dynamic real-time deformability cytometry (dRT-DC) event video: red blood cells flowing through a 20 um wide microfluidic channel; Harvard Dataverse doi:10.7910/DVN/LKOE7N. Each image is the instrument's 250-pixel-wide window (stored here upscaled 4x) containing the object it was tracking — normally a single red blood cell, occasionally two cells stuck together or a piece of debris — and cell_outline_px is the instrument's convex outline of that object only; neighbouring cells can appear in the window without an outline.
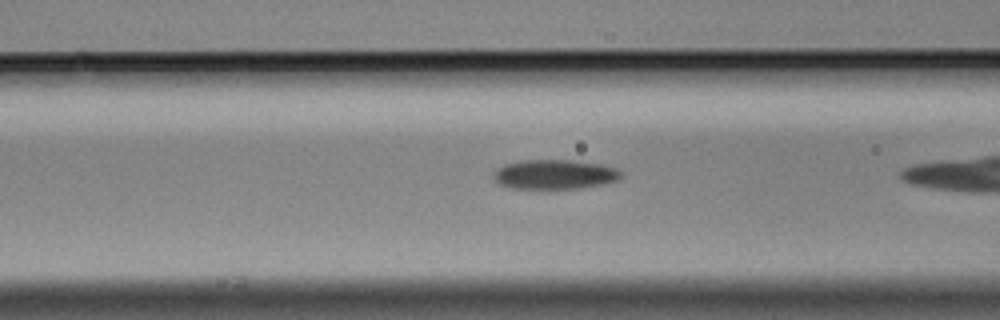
{"species": "Egyptian fruit bat (a non-hibernating species)", "species_latin": "Rousettus aegyptiacus", "temperature_condition": "cold", "stored_images_in_passage": 41, "camera_frame_rate_fps": 3000, "um_per_image_px": 0.085, "animal": {"sex": "male"}, "frame": {"image": 1, "passage_image": 19, "time_ms": 6.0, "image_size_px": [1000, 320], "cell_outline_px": [[620, 176], [616, 180], [604, 184], [580, 188], [508, 188], [500, 184], [492, 176], [504, 164], [524, 160], [568, 160], [600, 164], [616, 168], [620, 172]], "centroid_in_image_um": [47.14, 14.82], "position_along_channel_um": 119.5, "area_um2": 21.56}}
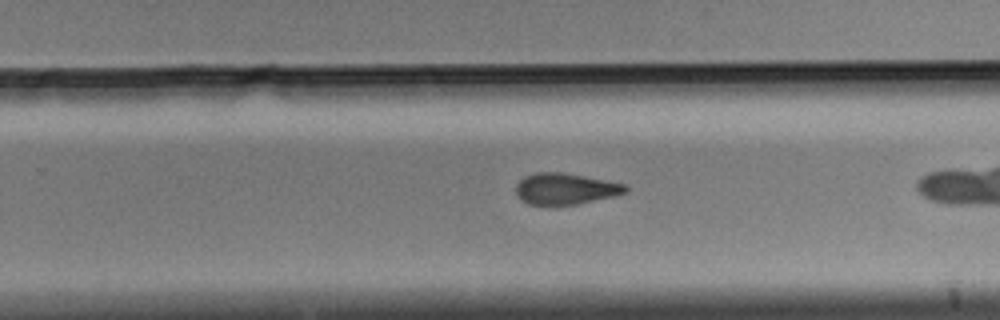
{"frame": {"image": 2, "passage_image": 33, "time_ms": 10.667, "image_size_px": [1000, 320], "cell_outline_px": [[628, 192], [612, 196], [576, 204], [552, 208], [528, 204], [520, 200], [516, 196], [516, 184], [524, 176], [536, 172], [560, 172], [584, 176], [628, 184]], "centroid_in_image_um": [48.0, 16.08], "position_along_channel_um": 281.8, "area_um2": 20.58}}
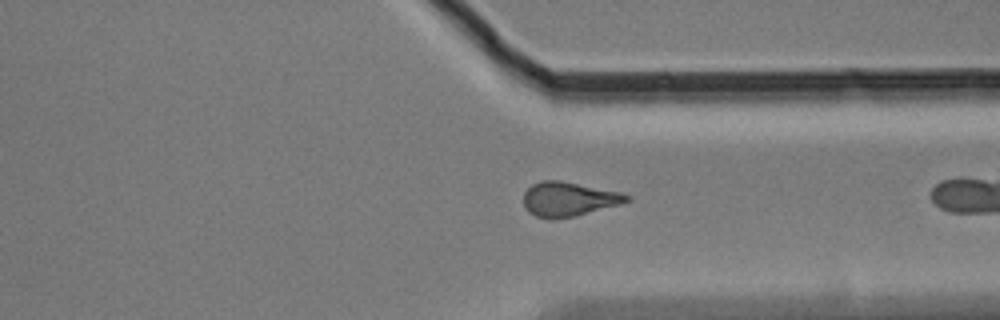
{"frame": {"image": 3, "passage_image": 40, "time_ms": 13.0, "image_size_px": [1000, 320], "cell_outline_px": [[632, 196], [628, 200], [620, 204], [576, 216], [536, 216], [528, 212], [524, 204], [524, 192], [532, 184], [540, 180], [560, 180], [620, 192]], "centroid_in_image_um": [48.34, 16.88], "position_along_channel_um": 363.1, "area_um2": 20.11}}